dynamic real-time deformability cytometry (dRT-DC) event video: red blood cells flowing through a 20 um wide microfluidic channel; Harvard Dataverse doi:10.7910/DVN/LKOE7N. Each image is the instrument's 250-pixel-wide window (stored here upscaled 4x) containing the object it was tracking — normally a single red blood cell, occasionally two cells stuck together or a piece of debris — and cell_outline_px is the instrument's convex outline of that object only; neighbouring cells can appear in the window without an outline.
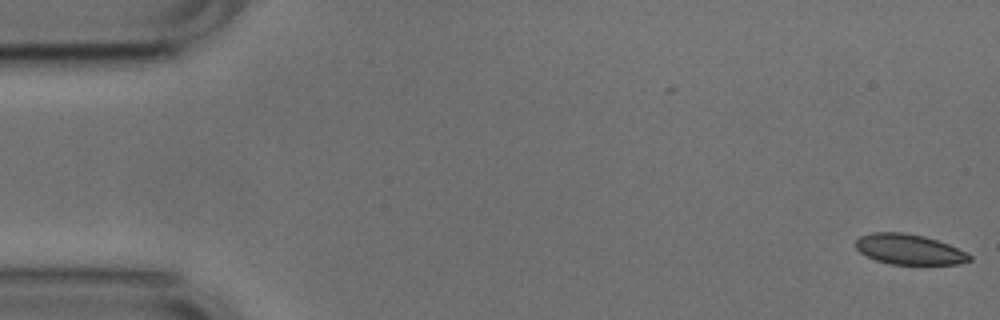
{"species": "common noctule bat (a hibernating species)", "species_latin": "Nyctalus noctula", "temperature_condition": "cold", "stored_images_in_passage": 54, "camera_frame_rate_fps": 3000, "um_per_image_px": 0.085, "animal": {"sex": "male", "body_mass_g": 17.9, "forearm_length_mm": 54.2}, "frame": {"image": 1, "passage_image": 1, "time_ms": 0.0, "image_size_px": [1000, 320], "cell_outline_px": [[972, 260], [960, 264], [892, 264], [876, 260], [860, 252], [856, 248], [856, 240], [860, 236], [872, 232], [904, 232], [924, 236], [948, 244], [972, 256]], "centroid_in_image_um": [77.27, 21.19], "position_along_channel_um": 7.7, "area_um2": 19.94}}
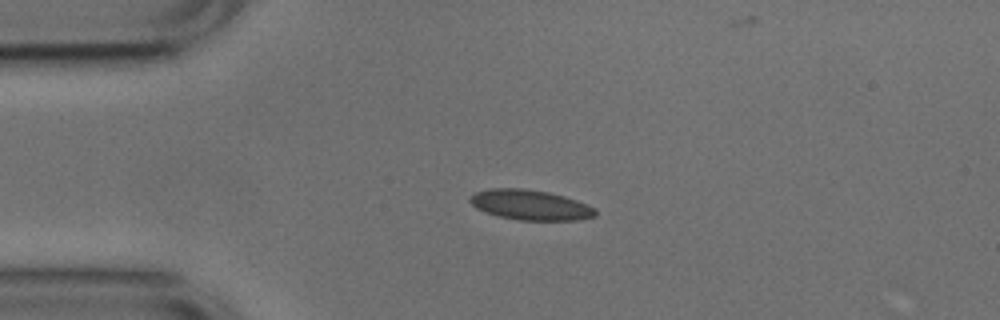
{"frame": {"image": 2, "passage_image": 12, "time_ms": 3.667, "image_size_px": [1000, 320], "cell_outline_px": [[596, 216], [576, 220], [520, 220], [500, 216], [476, 208], [468, 200], [476, 192], [488, 188], [520, 188], [548, 192], [564, 196], [588, 204], [596, 208]], "centroid_in_image_um": [45.11, 17.41], "position_along_channel_um": 39.9, "area_um2": 21.85}}
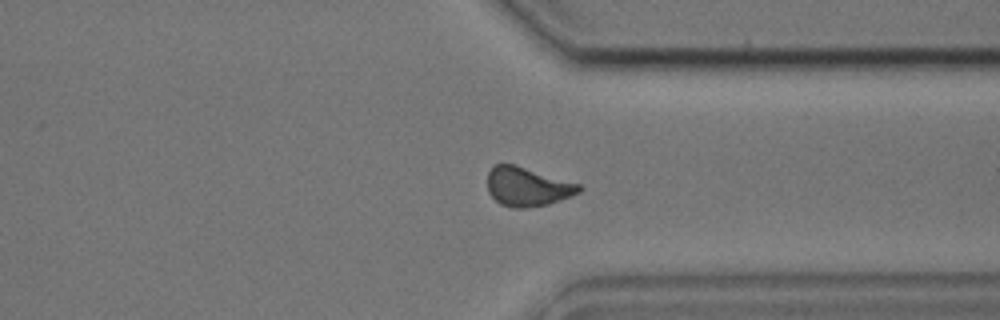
{"frame": {"image": 3, "passage_image": 40, "time_ms": 13.0, "image_size_px": [1000, 320], "cell_outline_px": [[584, 188], [580, 192], [572, 196], [548, 204], [524, 208], [512, 208], [500, 204], [488, 192], [488, 172], [496, 164], [512, 164], [580, 184]], "centroid_in_image_um": [44.84, 15.89], "position_along_channel_um": 366.6, "area_um2": 20.63}, "authors_computed_cell_mechanics": {"area_um2": 20.8658, "velocity_mm_per_s": 3.7564, "shape_relaxation_time_tau1_ms": 5.1542, "shape_relaxation_time_tau2_ms": 2.2478, "deformation_change_tau1": 0.1067, "deformation_change_tau2": 0.0674}}